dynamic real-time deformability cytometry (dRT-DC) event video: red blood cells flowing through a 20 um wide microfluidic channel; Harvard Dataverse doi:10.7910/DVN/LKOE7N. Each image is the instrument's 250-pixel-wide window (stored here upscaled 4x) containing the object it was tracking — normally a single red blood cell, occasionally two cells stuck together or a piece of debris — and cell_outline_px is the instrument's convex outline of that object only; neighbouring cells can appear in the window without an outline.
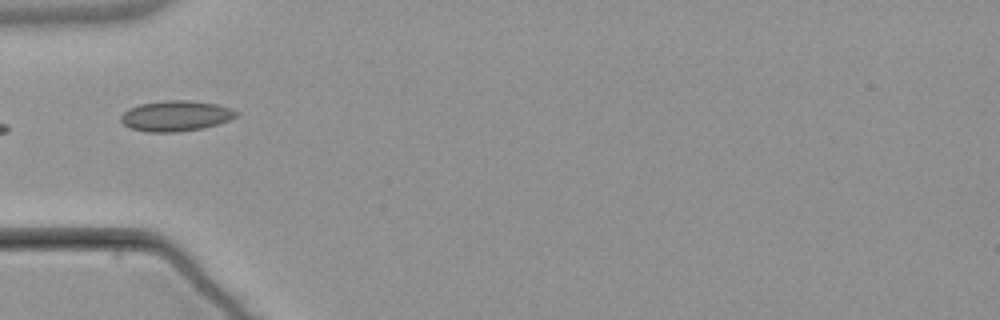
{"species": "common noctule bat (a hibernating species)", "species_latin": "Nyctalus noctula", "temperature_condition": "warm", "stored_images_in_passage": 6, "camera_frame_rate_fps": 3000, "um_per_image_px": 0.085, "animal": {"sex": "male", "body_mass_g": 21.5, "forearm_length_mm": 52.0}, "frame": {"image": 1, "passage_image": 5, "time_ms": 9.0, "image_size_px": [1000, 320], "cell_outline_px": [[240, 112], [236, 116], [228, 120], [204, 128], [176, 132], [148, 132], [132, 128], [124, 124], [120, 120], [120, 116], [128, 108], [140, 104], [164, 100], [184, 100], [216, 104], [232, 108]], "centroid_in_image_um": [14.94, 9.85], "position_along_channel_um": 70.1, "area_um2": 20.46}}
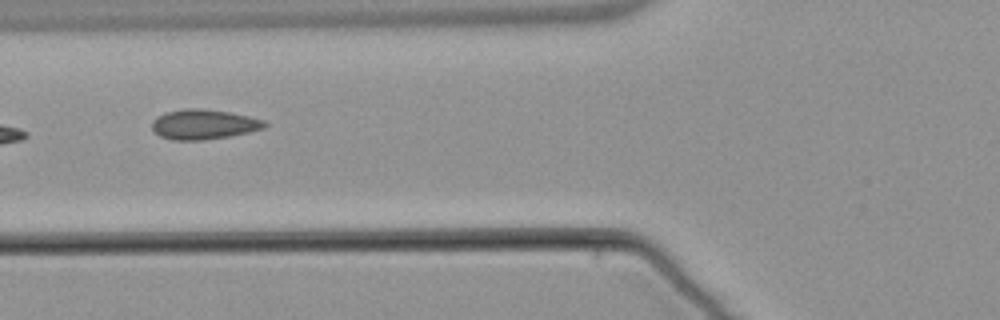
{"frame": {"image": 2, "passage_image": 6, "time_ms": 10.0, "image_size_px": [1000, 320], "cell_outline_px": [[268, 124], [264, 128], [248, 132], [228, 136], [204, 140], [172, 140], [160, 136], [152, 128], [152, 120], [156, 116], [164, 112], [184, 108], [200, 108], [232, 112], [264, 120]], "centroid_in_image_um": [17.29, 10.55], "position_along_channel_um": 108.5, "area_um2": 19.77}}